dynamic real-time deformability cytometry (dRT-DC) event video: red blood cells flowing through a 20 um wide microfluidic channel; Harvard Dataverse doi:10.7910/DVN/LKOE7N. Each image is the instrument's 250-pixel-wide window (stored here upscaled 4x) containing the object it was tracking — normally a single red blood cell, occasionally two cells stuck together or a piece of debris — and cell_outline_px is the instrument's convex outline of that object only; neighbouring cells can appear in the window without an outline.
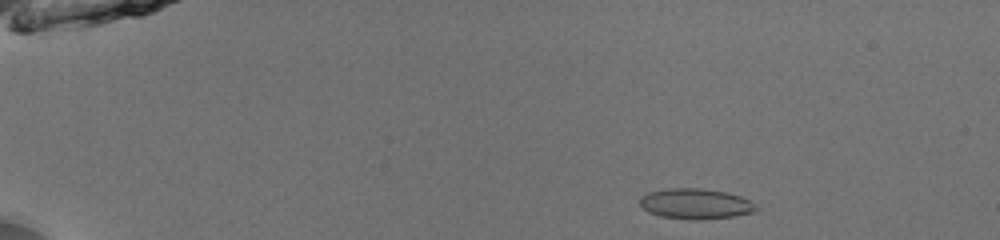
{"species": "common noctule bat (a hibernating species)", "species_latin": "Nyctalus noctula", "temperature_condition": "room temperature", "stored_images_in_passage": 44, "camera_frame_rate_fps": 3000, "um_per_image_px": 0.085, "animal": {"sex": "male", "body_mass_g": 13.0, "forearm_length_mm": 53.1}, "frame": {"image": 1, "passage_image": 1, "time_ms": 0.0, "image_size_px": [1000, 240], "cell_outline_px": [[756, 212], [732, 216], [696, 220], [688, 220], [660, 216], [648, 212], [640, 204], [640, 196], [648, 192], [668, 188], [700, 188], [724, 192], [740, 196], [748, 200], [756, 208]], "centroid_in_image_um": [59.06, 17.32], "position_along_channel_um": 25.9, "area_um2": 20.46}}
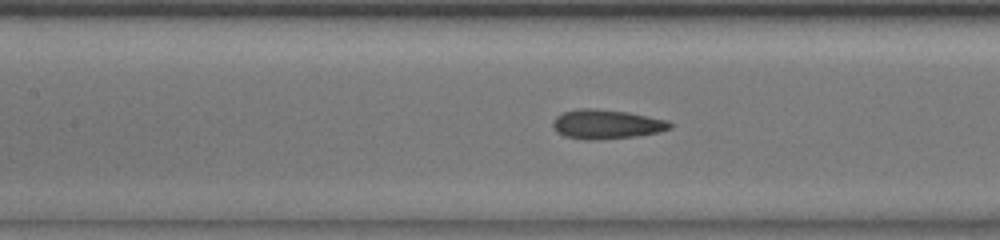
{"frame": {"image": 2, "passage_image": 18, "time_ms": 5.667, "image_size_px": [1000, 240], "cell_outline_px": [[672, 128], [660, 132], [636, 136], [604, 140], [584, 140], [564, 136], [556, 132], [552, 124], [552, 120], [556, 116], [564, 112], [580, 108], [592, 108], [628, 112], [668, 120], [672, 124]], "centroid_in_image_um": [51.54, 10.57], "position_along_channel_um": 155.9, "area_um2": 20.29}}
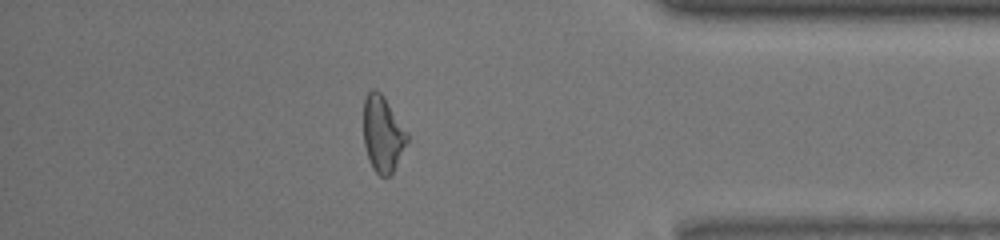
{"frame": {"image": 3, "passage_image": 38, "time_ms": 12.333, "image_size_px": [1000, 240], "cell_outline_px": [[408, 140], [392, 172], [388, 176], [380, 176], [372, 168], [368, 160], [364, 144], [364, 100], [368, 92], [372, 88], [376, 88], [384, 96], [408, 132]], "centroid_in_image_um": [32.52, 11.36], "position_along_channel_um": 402.7, "area_um2": 19.31}, "authors_computed_cell_mechanics": {"area_um2": 19.9121, "velocity_mm_per_s": 3.9978, "shape_relaxation_time_tau1_ms": 4.4746, "shape_relaxation_time_tau2_ms": 1.9825, "deformation_change_tau1": 0.1243, "deformation_change_tau2": 0.0904}}